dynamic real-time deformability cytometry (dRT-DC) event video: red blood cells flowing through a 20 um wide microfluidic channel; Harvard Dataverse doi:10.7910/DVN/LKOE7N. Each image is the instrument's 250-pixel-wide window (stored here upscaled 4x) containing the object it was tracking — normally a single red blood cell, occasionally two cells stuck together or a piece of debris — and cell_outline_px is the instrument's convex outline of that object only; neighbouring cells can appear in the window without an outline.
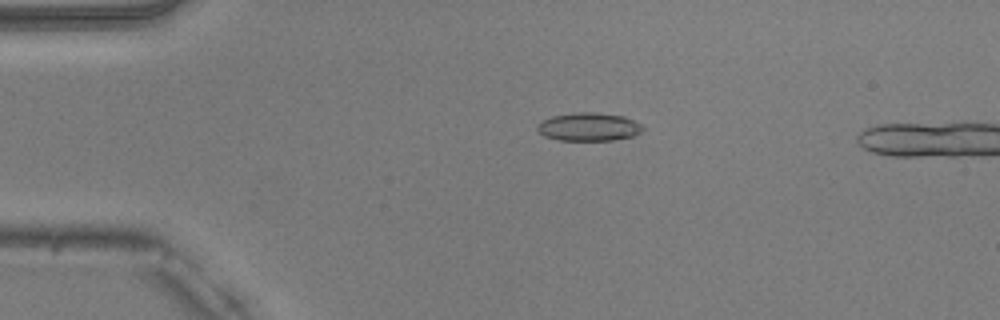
{"species": "common noctule bat (a hibernating species)", "species_latin": "Nyctalus noctula", "temperature_condition": "warm", "stored_images_in_passage": 50, "camera_frame_rate_fps": 3000, "um_per_image_px": 0.085, "animal": {"sex": "male", "body_mass_g": 20.5, "forearm_length_mm": 52.5}, "frame": {"image": 1, "passage_image": 12, "time_ms": 3.667, "image_size_px": [1000, 320], "cell_outline_px": [[644, 128], [640, 132], [632, 136], [612, 140], [560, 140], [544, 136], [536, 128], [536, 124], [540, 120], [552, 116], [576, 112], [592, 112], [624, 116], [644, 124]], "centroid_in_image_um": [50.04, 10.77], "position_along_channel_um": 35.0, "area_um2": 17.46}}
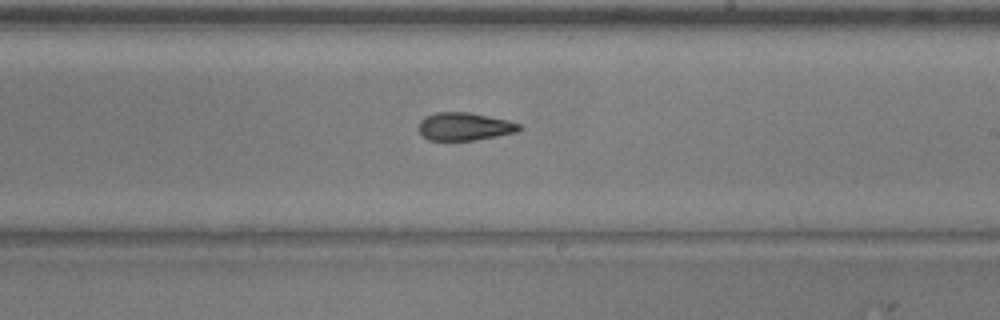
{"frame": {"image": 2, "passage_image": 31, "time_ms": 10.0, "image_size_px": [1000, 320], "cell_outline_px": [[524, 128], [520, 132], [472, 140], [428, 140], [420, 132], [420, 120], [424, 116], [436, 112], [468, 112], [508, 120], [520, 124]], "centroid_in_image_um": [39.53, 10.75], "position_along_channel_um": 249.5, "area_um2": 16.36}}
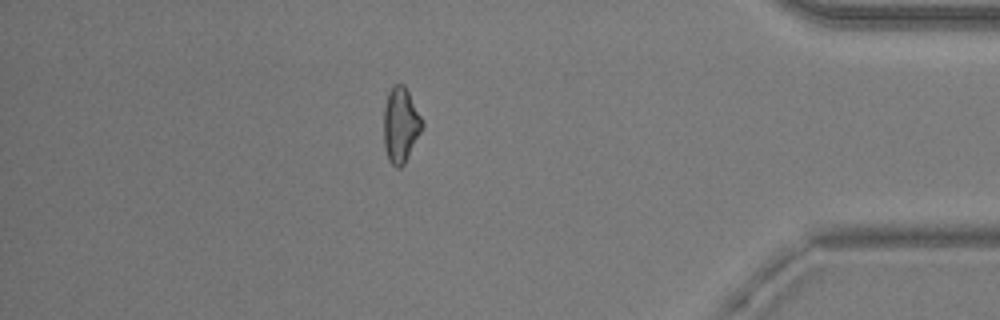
{"frame": {"image": 3, "passage_image": 45, "time_ms": 14.667, "image_size_px": [1000, 320], "cell_outline_px": [[424, 128], [404, 164], [400, 168], [396, 168], [388, 160], [384, 148], [384, 108], [388, 92], [392, 84], [404, 84], [424, 120]], "centroid_in_image_um": [34.07, 10.62], "position_along_channel_um": 401.1, "area_um2": 17.22}, "authors_computed_cell_mechanics": {"area_um2": 17.2244, "velocity_mm_per_s": 4.0366, "shape_relaxation_time_tau1_ms": 7.3795, "shape_relaxation_time_tau2_ms": 3.1959, "deformation_change_tau1": 0.1941, "deformation_change_tau2": 0.1083}}